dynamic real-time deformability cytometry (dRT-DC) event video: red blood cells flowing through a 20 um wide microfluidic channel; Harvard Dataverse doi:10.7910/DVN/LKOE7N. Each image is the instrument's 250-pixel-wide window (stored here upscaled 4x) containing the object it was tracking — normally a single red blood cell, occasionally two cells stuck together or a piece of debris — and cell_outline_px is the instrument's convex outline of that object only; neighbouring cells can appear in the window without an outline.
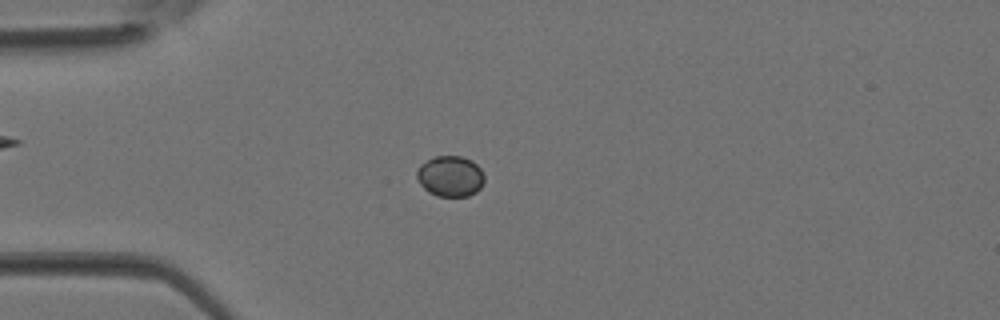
{"species": "Egyptian fruit bat (a non-hibernating species)", "species_latin": "Rousettus aegyptiacus", "temperature_condition": "room temperature", "stored_images_in_passage": 3, "camera_frame_rate_fps": 3000, "um_per_image_px": 0.085, "animal": {"sex": "female"}, "frame": {"image": 1, "passage_image": 3, "time_ms": 0.667, "image_size_px": [1000, 320], "cell_outline_px": [[484, 180], [480, 188], [476, 192], [468, 196], [436, 196], [428, 192], [420, 184], [416, 176], [416, 172], [420, 164], [436, 156], [460, 156], [472, 160], [480, 168], [484, 176]], "centroid_in_image_um": [38.27, 14.98], "position_along_channel_um": 46.7, "area_um2": 16.07}}